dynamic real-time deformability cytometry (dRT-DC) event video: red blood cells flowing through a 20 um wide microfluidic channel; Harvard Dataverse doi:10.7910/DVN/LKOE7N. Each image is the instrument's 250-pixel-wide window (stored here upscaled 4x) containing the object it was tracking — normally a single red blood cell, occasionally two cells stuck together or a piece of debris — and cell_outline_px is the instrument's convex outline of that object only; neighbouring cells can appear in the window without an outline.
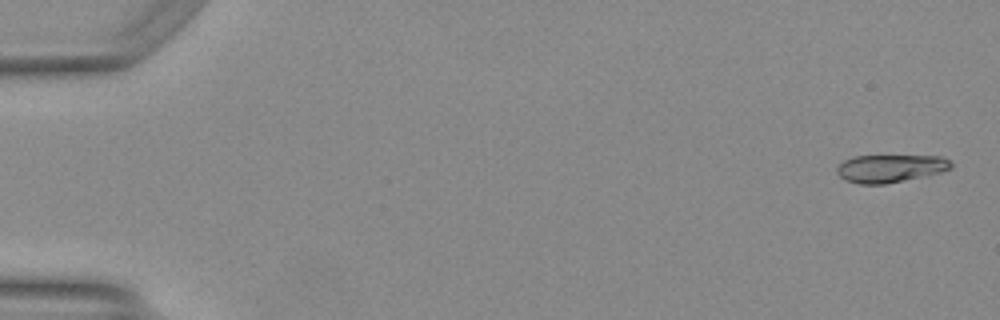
{"species": "Egyptian fruit bat (a non-hibernating species)", "species_latin": "Rousettus aegyptiacus", "temperature_condition": "warm", "stored_images_in_passage": 50, "camera_frame_rate_fps": 3000, "um_per_image_px": 0.085, "animal": {"sex": "female"}, "frame": {"image": 1, "passage_image": 2, "time_ms": 0.333, "image_size_px": [1000, 320], "cell_outline_px": [[952, 168], [940, 172], [924, 176], [884, 184], [860, 184], [848, 180], [840, 176], [836, 172], [836, 168], [844, 160], [852, 156], [944, 156], [952, 160]], "centroid_in_image_um": [75.7, 14.3], "position_along_channel_um": 9.3, "area_um2": 18.44}}
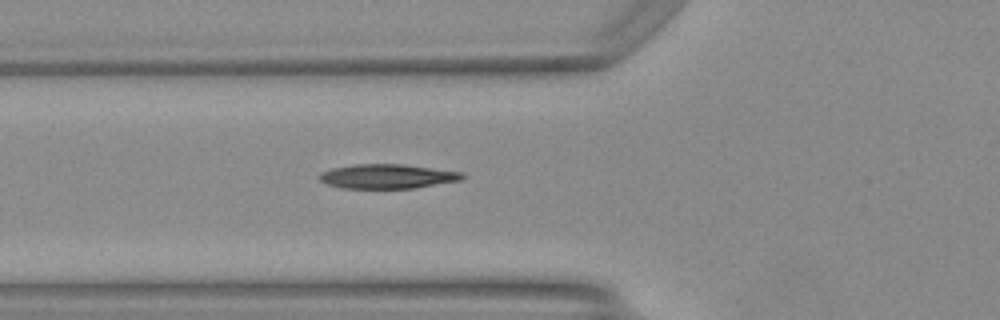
{"frame": {"image": 2, "passage_image": 19, "time_ms": 6.0, "image_size_px": [1000, 320], "cell_outline_px": [[464, 176], [460, 180], [412, 188], [340, 188], [328, 184], [320, 180], [320, 172], [332, 168], [352, 164], [400, 164], [464, 172]], "centroid_in_image_um": [32.89, 14.98], "position_along_channel_um": 92.9, "area_um2": 20.11}}
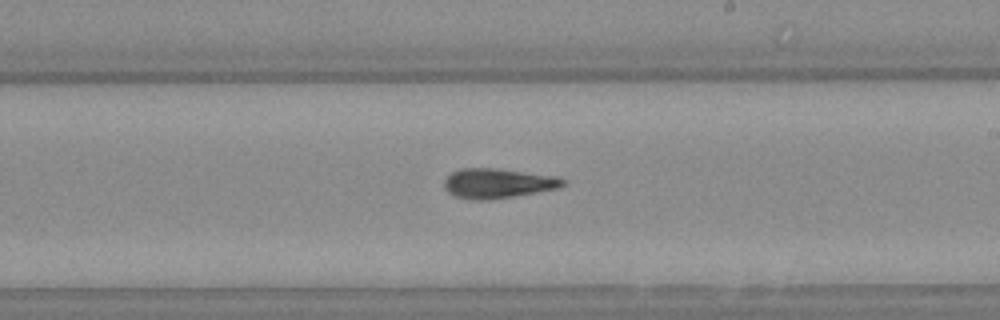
{"frame": {"image": 3, "passage_image": 30, "time_ms": 9.667, "image_size_px": [1000, 320], "cell_outline_px": [[568, 184], [560, 188], [488, 200], [472, 200], [452, 196], [444, 188], [444, 180], [452, 172], [460, 168], [492, 168], [560, 176], [568, 180]], "centroid_in_image_um": [42.35, 15.58], "position_along_channel_um": 246.7, "area_um2": 20.87}, "authors_computed_cell_mechanics": {"area_um2": 19.363, "velocity_mm_per_s": 4.1978, "shape_relaxation_time_tau1_ms": 6.0796, "shape_relaxation_time_tau2_ms": 4.985, "deformation_change_tau1": 0.209, "deformation_change_tau2": 0.1624}}